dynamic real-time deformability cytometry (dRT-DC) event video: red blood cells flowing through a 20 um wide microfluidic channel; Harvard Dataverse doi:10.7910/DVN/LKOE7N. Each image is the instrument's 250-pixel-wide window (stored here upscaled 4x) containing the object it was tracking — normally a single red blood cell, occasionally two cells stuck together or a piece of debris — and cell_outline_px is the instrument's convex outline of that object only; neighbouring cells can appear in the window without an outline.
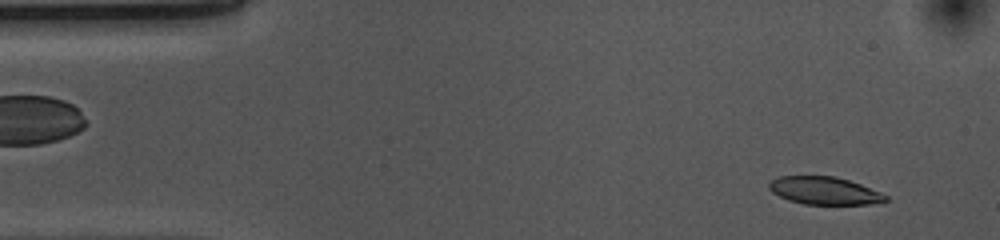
{"species": "common noctule bat (a hibernating species)", "species_latin": "Nyctalus noctula", "temperature_condition": "cold", "stored_images_in_passage": 49, "camera_frame_rate_fps": 3000, "um_per_image_px": 0.085, "animal": {"sex": "female", "body_mass_g": 10.0, "forearm_length_mm": 53.1}, "frame": {"image": 1, "passage_image": 3, "time_ms": 0.667, "image_size_px": [1000, 240], "cell_outline_px": [[888, 200], [868, 204], [804, 204], [788, 200], [772, 192], [768, 188], [768, 184], [772, 180], [780, 176], [836, 176], [860, 184], [880, 192], [888, 196]], "centroid_in_image_um": [70.05, 16.2], "position_along_channel_um": 14.9, "area_um2": 18.67}}
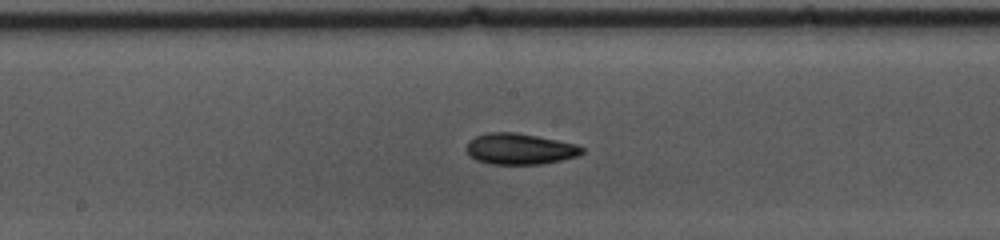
{"frame": {"image": 2, "passage_image": 25, "time_ms": 8.0, "image_size_px": [1000, 240], "cell_outline_px": [[584, 152], [576, 156], [560, 160], [540, 164], [488, 164], [476, 160], [468, 152], [468, 140], [476, 136], [488, 132], [516, 132], [576, 144], [584, 148]], "centroid_in_image_um": [44.17, 12.65], "position_along_channel_um": 204.0, "area_um2": 20.69}}
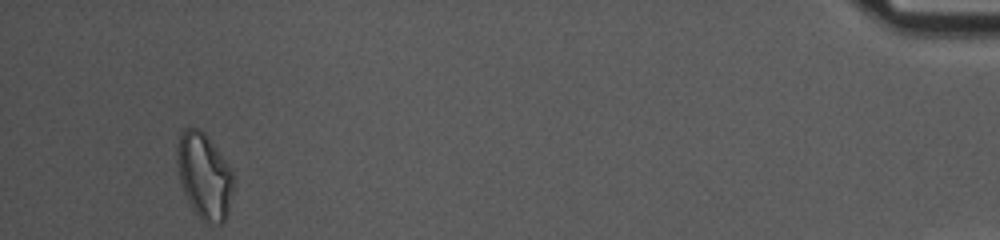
{"frame": {"image": 3, "passage_image": 49, "time_ms": 16.0, "image_size_px": [1000, 240], "cell_outline_px": [[232, 192], [228, 216], [220, 224], [204, 224], [192, 208], [184, 192], [180, 180], [176, 164], [176, 144], [180, 132], [188, 124], [200, 128], [208, 136], [232, 172]], "centroid_in_image_um": [17.32, 14.92], "position_along_channel_um": 417.9, "area_um2": 28.5}, "authors_computed_cell_mechanics": {"area_um2": 20.7502, "velocity_mm_per_s": 3.687, "shape_relaxation_time_tau1_ms": 5.8851, "shape_relaxation_time_tau2_ms": 5.5164, "deformation_change_tau1": 0.1489, "deformation_change_tau2": 0.12}}